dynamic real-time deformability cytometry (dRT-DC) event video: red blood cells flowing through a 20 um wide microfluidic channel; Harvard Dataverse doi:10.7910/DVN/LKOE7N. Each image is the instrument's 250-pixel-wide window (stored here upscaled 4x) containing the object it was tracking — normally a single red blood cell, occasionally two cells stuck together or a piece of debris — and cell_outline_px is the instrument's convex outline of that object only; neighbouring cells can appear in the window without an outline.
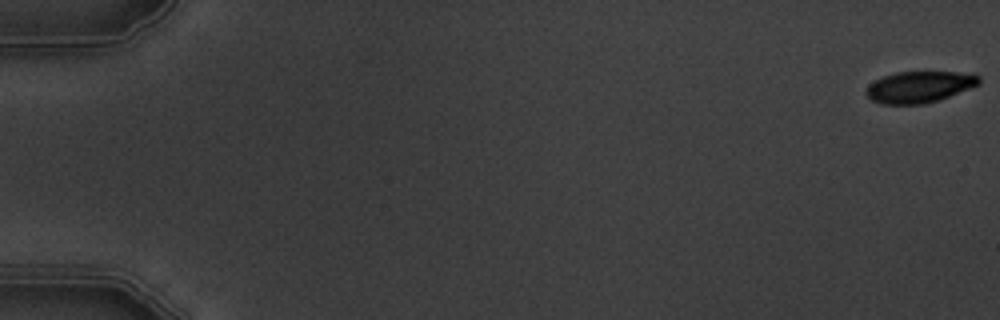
{"species": "common noctule bat (a hibernating species)", "species_latin": "Nyctalus noctula", "temperature_condition": "warm", "stored_images_in_passage": 7, "segment_of_instrument_passage": [1, 2], "camera_frame_rate_fps": 3000, "um_per_image_px": 0.085, "animal": {"sex": "male", "body_mass_g": 19.5, "forearm_length_mm": 54.6}, "frame": {"image": 1, "passage_image": 1, "time_ms": 0.0, "image_size_px": [1000, 320], "cell_outline_px": [[980, 84], [940, 100], [924, 104], [880, 104], [872, 100], [864, 92], [868, 84], [884, 76], [896, 72], [972, 72], [980, 76]], "centroid_in_image_um": [78.17, 7.38], "position_along_channel_um": 6.8, "area_um2": 20.87}}
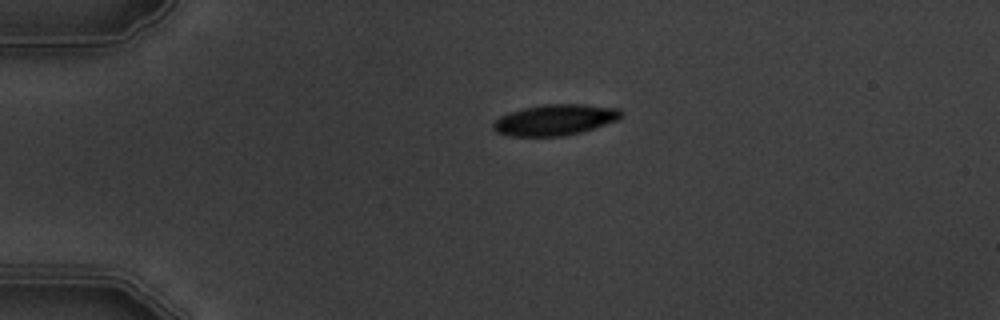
{"frame": {"image": 2, "passage_image": 5, "time_ms": 4.333, "image_size_px": [1000, 320], "cell_outline_px": [[624, 116], [620, 120], [580, 132], [564, 136], [508, 136], [496, 132], [492, 128], [492, 124], [500, 116], [524, 108], [544, 104], [584, 104], [620, 108], [624, 112]], "centroid_in_image_um": [47.23, 10.18], "position_along_channel_um": 37.8, "area_um2": 23.24}}